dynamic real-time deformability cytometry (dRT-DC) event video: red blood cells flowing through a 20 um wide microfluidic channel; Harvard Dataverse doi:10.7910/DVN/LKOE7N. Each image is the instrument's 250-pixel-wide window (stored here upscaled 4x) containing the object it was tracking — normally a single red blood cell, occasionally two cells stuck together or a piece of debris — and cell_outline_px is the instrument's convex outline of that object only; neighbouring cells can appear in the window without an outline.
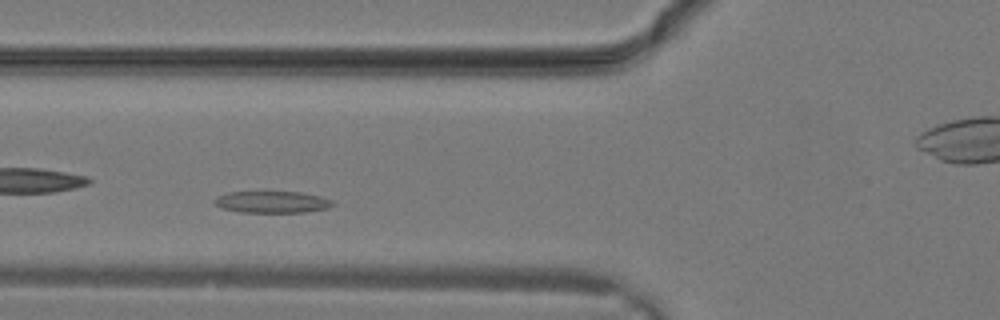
{"species": "common noctule bat (a hibernating species)", "species_latin": "Nyctalus noctula", "temperature_condition": "warm", "stored_images_in_passage": 24, "camera_frame_rate_fps": 3000, "um_per_image_px": 0.085, "animal": {"sex": "male", "body_mass_g": 19.2, "forearm_length_mm": 51.8}, "frame": {"image": 1, "passage_image": 4, "time_ms": 1.0, "image_size_px": [1000, 320], "cell_outline_px": [[332, 204], [328, 208], [304, 212], [240, 212], [220, 208], [212, 200], [216, 196], [228, 192], [300, 192], [320, 196], [332, 200]], "centroid_in_image_um": [23.07, 17.17], "position_along_channel_um": 102.7, "area_um2": 14.91}}
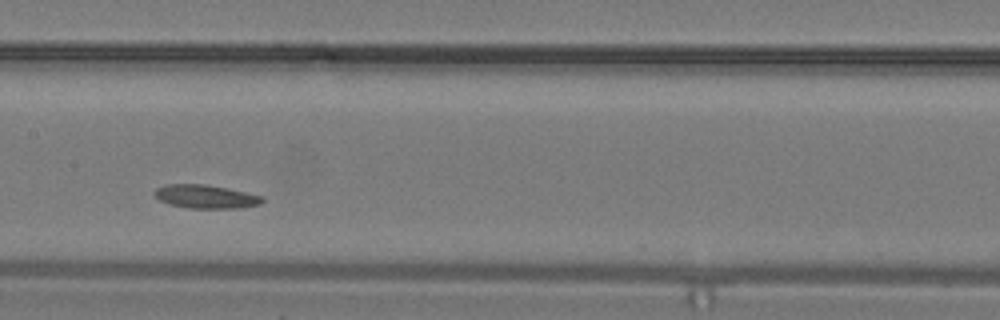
{"frame": {"image": 2, "passage_image": 8, "time_ms": 2.333, "image_size_px": [1000, 320], "cell_outline_px": [[264, 200], [260, 204], [240, 208], [192, 208], [172, 204], [160, 200], [156, 196], [156, 188], [164, 184], [204, 184], [228, 188], [264, 196]], "centroid_in_image_um": [17.54, 16.7], "position_along_channel_um": 189.9, "area_um2": 14.62}}
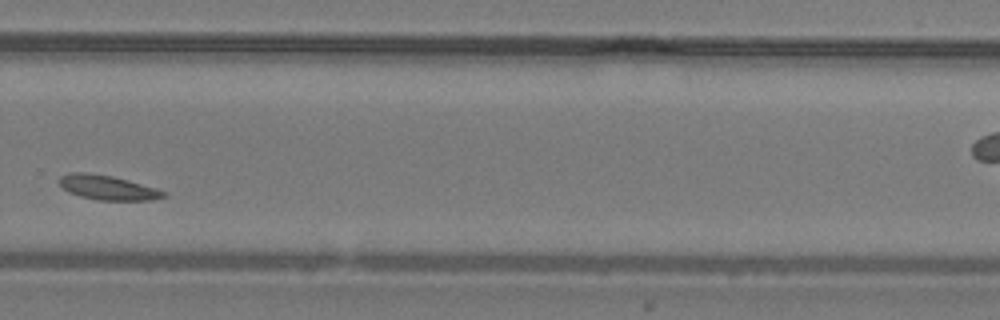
{"frame": {"image": 3, "passage_image": 14, "time_ms": 4.333, "image_size_px": [1000, 320], "cell_outline_px": [[168, 196], [152, 200], [100, 200], [80, 196], [68, 192], [56, 180], [60, 176], [68, 172], [84, 172], [112, 176], [128, 180], [156, 188], [168, 192]], "centroid_in_image_um": [9.15, 15.94], "position_along_channel_um": 320.6, "area_um2": 15.03}}